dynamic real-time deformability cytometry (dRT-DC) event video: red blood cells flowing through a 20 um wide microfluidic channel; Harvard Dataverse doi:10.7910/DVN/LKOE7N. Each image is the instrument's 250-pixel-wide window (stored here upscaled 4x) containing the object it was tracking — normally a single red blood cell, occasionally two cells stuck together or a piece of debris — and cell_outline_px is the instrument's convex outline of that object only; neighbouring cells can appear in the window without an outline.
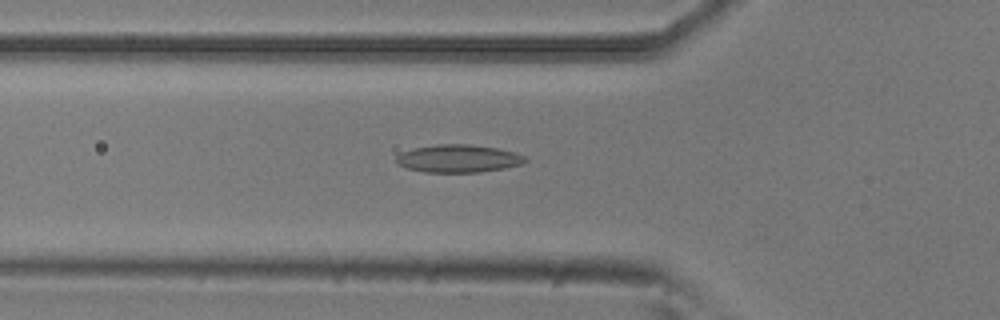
{"species": "common noctule bat (a hibernating species)", "species_latin": "Nyctalus noctula", "temperature_condition": "room temperature", "stored_images_in_passage": 53, "camera_frame_rate_fps": 3000, "um_per_image_px": 0.085, "animal": {"sex": "male", "body_mass_g": 20.5, "forearm_length_mm": 52.5}, "frame": {"image": 1, "passage_image": 18, "time_ms": 5.667, "image_size_px": [1000, 320], "cell_outline_px": [[528, 160], [520, 164], [504, 168], [480, 172], [424, 172], [404, 168], [396, 164], [396, 156], [400, 152], [412, 148], [436, 144], [472, 144], [496, 148], [512, 152], [524, 156]], "centroid_in_image_um": [38.87, 13.47], "position_along_channel_um": 86.9, "area_um2": 20.98}}
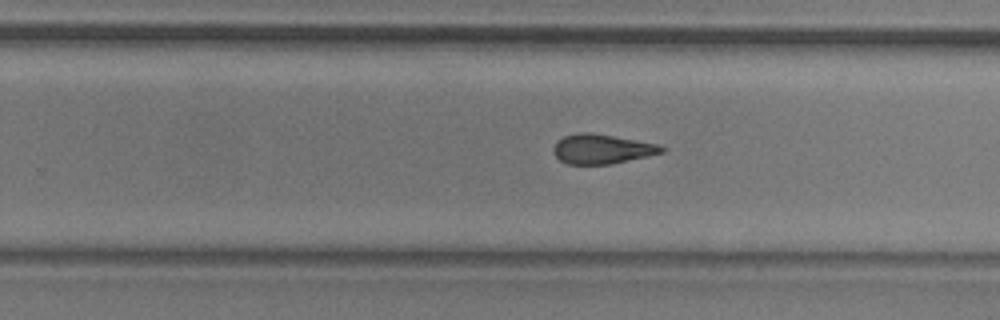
{"frame": {"image": 2, "passage_image": 33, "time_ms": 10.667, "image_size_px": [1000, 320], "cell_outline_px": [[668, 148], [664, 152], [648, 156], [612, 164], [568, 164], [560, 160], [552, 152], [552, 148], [556, 140], [564, 136], [576, 132], [588, 132], [612, 136], [656, 144]], "centroid_in_image_um": [51.12, 12.67], "position_along_channel_um": 278.7, "area_um2": 18.67}}
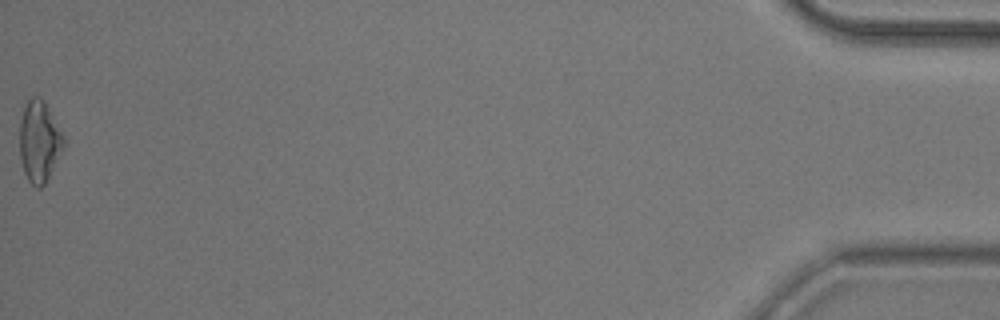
{"frame": {"image": 3, "passage_image": 53, "time_ms": 17.333, "image_size_px": [1000, 320], "cell_outline_px": [[64, 148], [44, 184], [40, 188], [36, 188], [28, 180], [24, 172], [20, 160], [20, 120], [24, 108], [28, 100], [32, 96], [40, 96], [64, 136]], "centroid_in_image_um": [3.32, 12.04], "position_along_channel_um": 431.9, "area_um2": 20.52}, "authors_computed_cell_mechanics": {"area_um2": 19.5364, "velocity_mm_per_s": 3.8228, "shape_relaxation_time_tau1_ms": null, "shape_relaxation_time_tau2_ms": 4.5993, "deformation_change_tau1": null, "deformation_change_tau2": 0.1341}}